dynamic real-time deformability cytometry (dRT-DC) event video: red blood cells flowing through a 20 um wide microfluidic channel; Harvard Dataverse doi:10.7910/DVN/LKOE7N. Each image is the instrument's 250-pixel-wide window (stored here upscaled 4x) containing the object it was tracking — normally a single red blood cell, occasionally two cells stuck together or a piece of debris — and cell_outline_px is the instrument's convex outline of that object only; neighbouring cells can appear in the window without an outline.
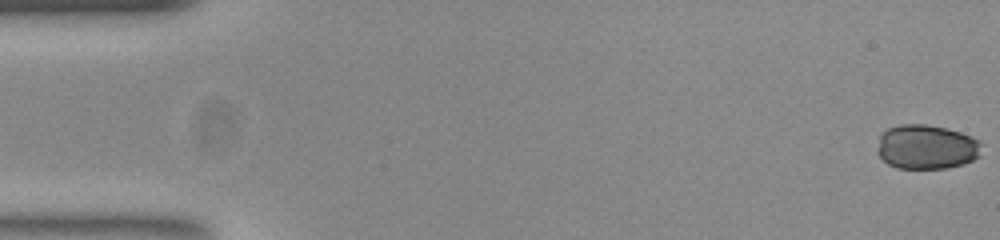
{"species": "common noctule bat (a hibernating species)", "species_latin": "Nyctalus noctula", "temperature_condition": "room temperature", "stored_images_in_passage": 55, "camera_frame_rate_fps": 3000, "um_per_image_px": 0.085, "animal": {"sex": "female", "body_mass_g": 23.0, "forearm_length_mm": 53.4}, "frame": {"image": 1, "passage_image": 1, "time_ms": 0.0, "image_size_px": [1000, 240], "cell_outline_px": [[980, 156], [964, 164], [948, 168], [896, 168], [888, 164], [876, 152], [876, 148], [880, 132], [888, 128], [900, 124], [928, 124], [960, 132], [980, 140]], "centroid_in_image_um": [78.71, 12.48], "position_along_channel_um": 6.3, "area_um2": 27.28}}
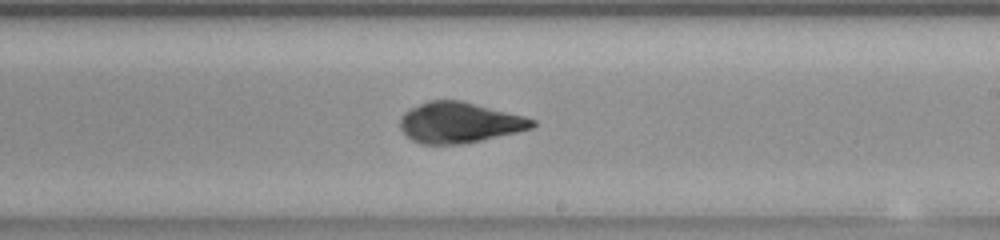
{"frame": {"image": 2, "passage_image": 32, "time_ms": 10.333, "image_size_px": [1000, 240], "cell_outline_px": [[536, 124], [532, 128], [516, 132], [480, 140], [456, 144], [424, 144], [412, 140], [400, 128], [400, 120], [404, 112], [408, 108], [428, 100], [460, 100], [524, 116], [536, 120]], "centroid_in_image_um": [39.02, 10.4], "position_along_channel_um": 250.0, "area_um2": 31.04}}
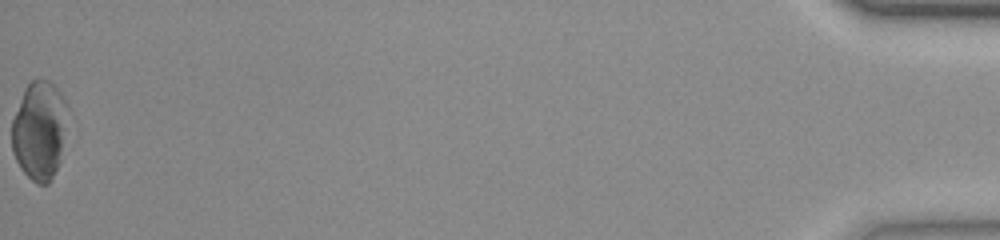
{"frame": {"image": 3, "passage_image": 55, "time_ms": 18.0, "image_size_px": [1000, 240], "cell_outline_px": [[68, 108], [60, 160], [48, 184], [36, 184], [20, 168], [12, 152], [12, 120], [24, 88], [36, 76], [40, 76], [48, 80], [56, 88], [64, 100]], "centroid_in_image_um": [3.33, 11.05], "position_along_channel_um": 431.9, "area_um2": 32.08}}